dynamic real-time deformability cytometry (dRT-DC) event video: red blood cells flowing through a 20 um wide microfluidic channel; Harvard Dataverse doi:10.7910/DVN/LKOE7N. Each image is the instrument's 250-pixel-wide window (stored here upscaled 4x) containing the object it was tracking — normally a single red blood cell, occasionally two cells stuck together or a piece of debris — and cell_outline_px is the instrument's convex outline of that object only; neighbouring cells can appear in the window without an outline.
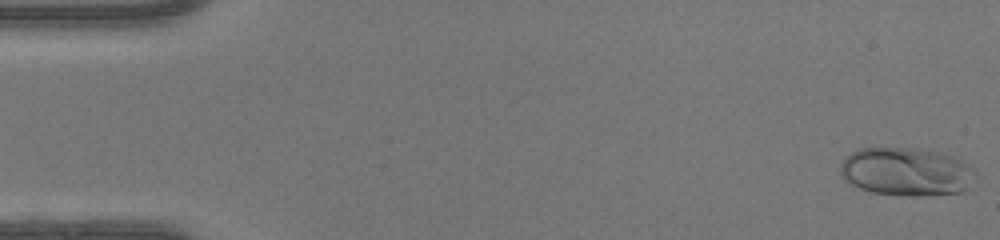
{"species": "human", "species_latin": "Homo sapiens", "temperature_condition": "warm", "stored_images_in_passage": 48, "camera_frame_rate_fps": 3000, "um_per_image_px": 0.085, "donor": {"sex": "female"}, "frame": {"image": 1, "passage_image": 1, "time_ms": 0.0, "image_size_px": [1000, 240], "cell_outline_px": [[976, 172], [964, 188], [960, 192], [920, 196], [908, 196], [872, 192], [860, 188], [844, 180], [840, 172], [840, 164], [852, 152], [860, 148], [908, 148], [940, 152], [952, 156], [960, 160], [972, 168]], "centroid_in_image_um": [76.98, 14.59], "position_along_channel_um": 8.0, "area_um2": 37.45}}
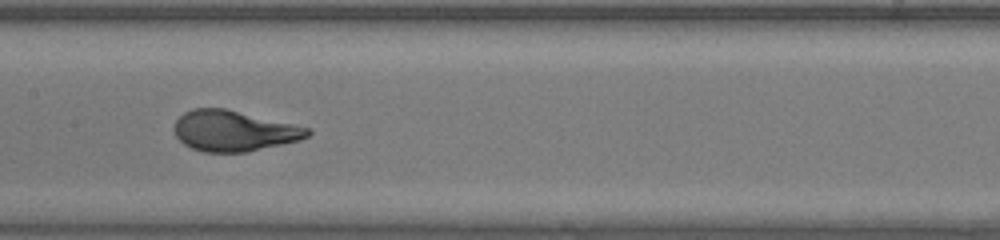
{"frame": {"image": 2, "passage_image": 24, "time_ms": 7.667, "image_size_px": [1000, 240], "cell_outline_px": [[312, 132], [308, 136], [300, 140], [248, 152], [204, 152], [192, 148], [184, 144], [176, 136], [172, 128], [172, 124], [184, 112], [192, 108], [224, 108], [292, 124], [308, 128]], "centroid_in_image_um": [19.82, 11.13], "position_along_channel_um": 187.6, "area_um2": 31.5}}
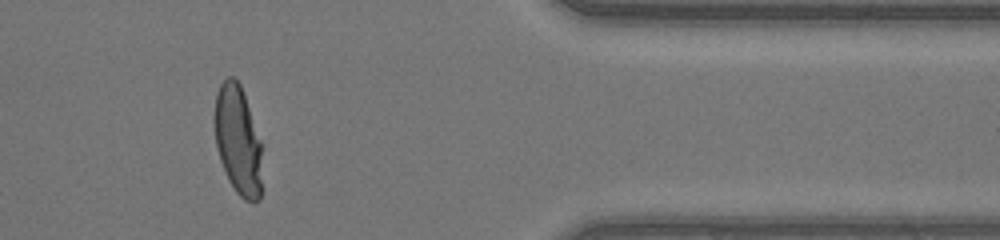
{"frame": {"image": 3, "passage_image": 40, "time_ms": 13.0, "image_size_px": [1000, 240], "cell_outline_px": [[260, 200], [252, 204], [244, 200], [236, 192], [228, 180], [220, 160], [216, 148], [212, 120], [216, 92], [220, 84], [228, 76], [232, 76], [240, 84], [260, 140]], "centroid_in_image_um": [20.16, 11.92], "position_along_channel_um": 391.2, "area_um2": 30.35}, "authors_computed_cell_mechanics": {"area_um2": 31.9056, "velocity_mm_per_s": 4.2914, "shape_relaxation_time_tau1_ms": 4.4197, "shape_relaxation_time_tau2_ms": null, "deformation_change_tau1": 0.2625, "deformation_change_tau2": null}}